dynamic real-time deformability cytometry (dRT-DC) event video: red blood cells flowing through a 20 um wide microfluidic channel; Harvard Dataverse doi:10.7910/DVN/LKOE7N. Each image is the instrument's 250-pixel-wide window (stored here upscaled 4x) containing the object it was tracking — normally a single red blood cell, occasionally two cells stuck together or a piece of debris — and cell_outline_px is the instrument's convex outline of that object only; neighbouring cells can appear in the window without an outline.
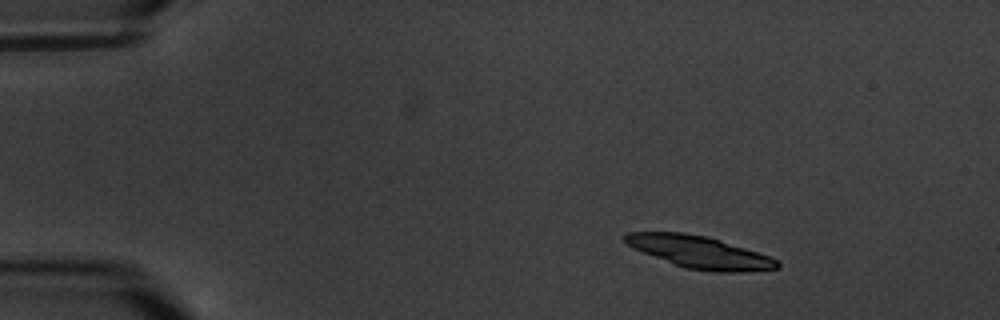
{"species": "common noctule bat (a hibernating species)", "species_latin": "Nyctalus noctula", "temperature_condition": "warm", "stored_images_in_passage": 6, "camera_frame_rate_fps": 3000, "um_per_image_px": 0.085, "animal": {"sex": "male", "body_mass_g": 20.1, "forearm_length_mm": 53.5}, "frame": {"image": 1, "passage_image": 2, "time_ms": 1.333, "image_size_px": [1000, 320], "cell_outline_px": [[780, 268], [744, 272], [712, 272], [688, 268], [676, 264], [632, 248], [624, 240], [624, 236], [628, 232], [684, 232], [708, 236], [768, 256], [776, 260], [780, 264]], "centroid_in_image_um": [59.47, 21.43], "position_along_channel_um": 25.5, "area_um2": 28.15}}